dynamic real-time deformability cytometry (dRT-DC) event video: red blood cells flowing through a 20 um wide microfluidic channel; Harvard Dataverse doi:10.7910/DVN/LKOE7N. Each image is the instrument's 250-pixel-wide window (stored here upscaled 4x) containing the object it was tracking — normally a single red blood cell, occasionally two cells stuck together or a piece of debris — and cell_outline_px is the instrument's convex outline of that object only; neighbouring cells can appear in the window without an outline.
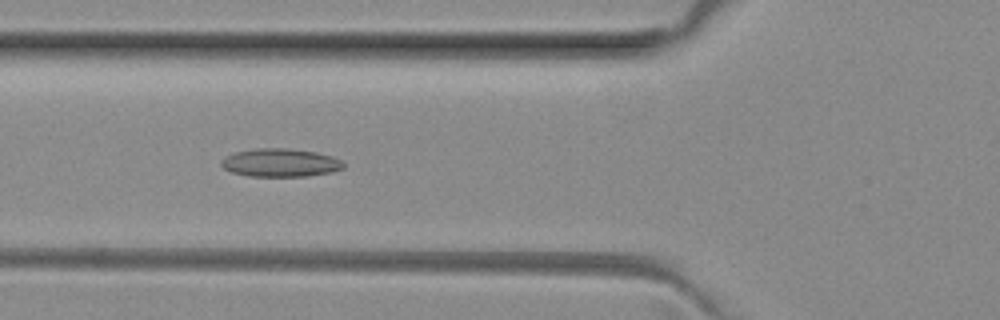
{"species": "common noctule bat (a hibernating species)", "species_latin": "Nyctalus noctula", "temperature_condition": "room temperature", "stored_images_in_passage": 33, "camera_frame_rate_fps": 3000, "um_per_image_px": 0.085, "animal": {"sex": "female", "body_mass_g": 29.2, "forearm_length_mm": 56.3}, "frame": {"image": 1, "passage_image": 6, "time_ms": 1.667, "image_size_px": [1000, 320], "cell_outline_px": [[344, 168], [332, 172], [308, 176], [248, 176], [232, 172], [224, 168], [220, 164], [220, 160], [224, 156], [236, 152], [256, 148], [288, 148], [316, 152], [332, 156], [340, 160], [344, 164]], "centroid_in_image_um": [23.82, 13.83], "position_along_channel_um": 102.0, "area_um2": 20.17}}
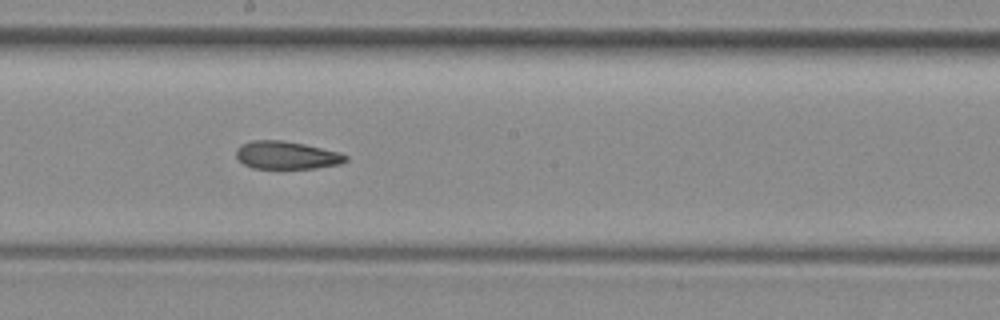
{"frame": {"image": 2, "passage_image": 15, "time_ms": 4.667, "image_size_px": [1000, 320], "cell_outline_px": [[348, 160], [340, 164], [316, 168], [280, 172], [252, 168], [244, 164], [236, 156], [236, 148], [252, 140], [284, 140], [304, 144], [340, 152], [348, 156]], "centroid_in_image_um": [24.36, 13.25], "position_along_channel_um": 223.8, "area_um2": 18.67}}
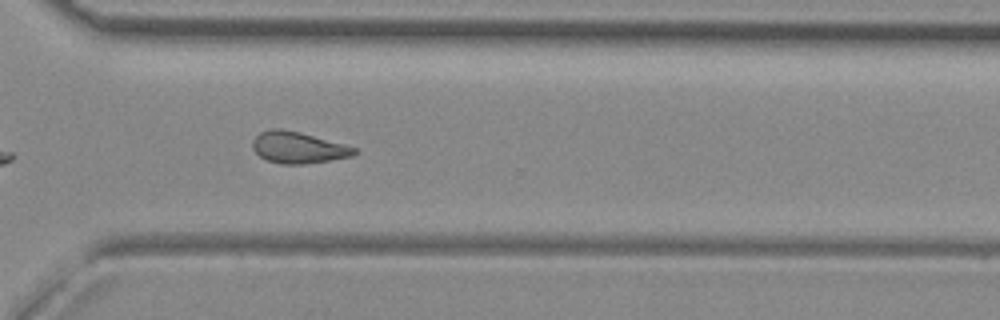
{"frame": {"image": 3, "passage_image": 24, "time_ms": 7.667, "image_size_px": [1000, 320], "cell_outline_px": [[356, 152], [352, 156], [304, 164], [280, 164], [268, 160], [260, 156], [252, 148], [252, 140], [260, 132], [272, 128], [280, 128], [300, 132], [344, 144], [356, 148]], "centroid_in_image_um": [25.3, 12.53], "position_along_channel_um": 345.3, "area_um2": 18.5}, "authors_computed_cell_mechanics": {"area_um2": 18.496, "velocity_mm_per_s": 4.0606, "shape_relaxation_time_tau1_ms": null, "shape_relaxation_time_tau2_ms": 4.411, "deformation_change_tau1": null, "deformation_change_tau2": 0.1253}}